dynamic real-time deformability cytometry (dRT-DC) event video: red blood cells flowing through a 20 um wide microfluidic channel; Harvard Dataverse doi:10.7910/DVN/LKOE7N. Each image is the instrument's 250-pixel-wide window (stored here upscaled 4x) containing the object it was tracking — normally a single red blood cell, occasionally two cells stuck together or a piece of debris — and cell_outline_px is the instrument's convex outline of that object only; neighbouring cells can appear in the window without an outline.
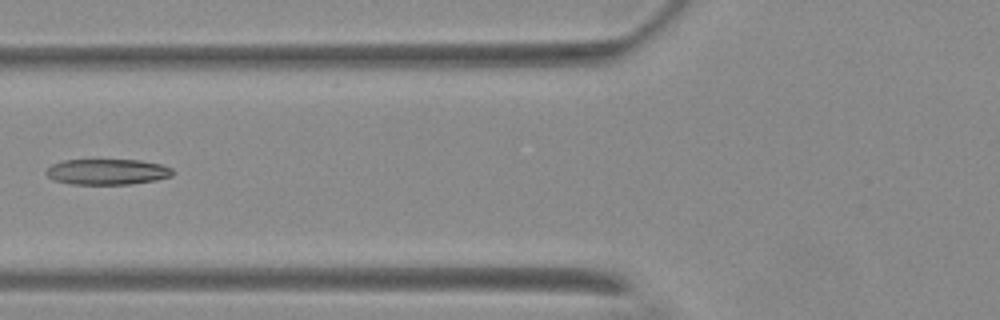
{"species": "Egyptian fruit bat (a non-hibernating species)", "species_latin": "Rousettus aegyptiacus", "temperature_condition": "warm", "stored_images_in_passage": 4, "camera_frame_rate_fps": 3000, "um_per_image_px": 0.085, "animal": {"sex": "female"}, "frame": {"image": 1, "passage_image": 4, "time_ms": 4.667, "image_size_px": [1000, 320], "cell_outline_px": [[172, 176], [156, 180], [128, 184], [72, 184], [52, 180], [44, 172], [52, 164], [64, 160], [140, 160], [160, 164], [172, 168]], "centroid_in_image_um": [9.09, 14.6], "position_along_channel_um": 116.7, "area_um2": 18.9}}